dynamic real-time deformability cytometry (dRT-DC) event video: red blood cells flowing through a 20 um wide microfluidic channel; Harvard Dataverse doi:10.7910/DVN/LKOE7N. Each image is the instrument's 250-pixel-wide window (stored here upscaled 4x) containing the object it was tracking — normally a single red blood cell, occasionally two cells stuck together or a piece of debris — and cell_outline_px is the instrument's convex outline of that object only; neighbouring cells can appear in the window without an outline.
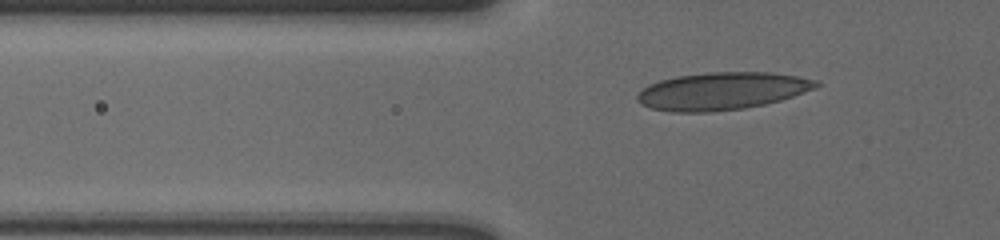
{"species": "human", "species_latin": "Homo sapiens", "temperature_condition": "cold", "stored_images_in_passage": 45, "camera_frame_rate_fps": 3000, "um_per_image_px": 0.085, "donor": {"sex": "male"}, "frame": {"image": 1, "passage_image": 8, "time_ms": 2.333, "image_size_px": [1000, 240], "cell_outline_px": [[820, 84], [812, 88], [792, 96], [780, 100], [764, 104], [744, 108], [712, 112], [672, 112], [652, 108], [640, 104], [636, 100], [636, 96], [648, 84], [660, 80], [676, 76], [712, 72], [768, 72], [796, 76], [820, 80]], "centroid_in_image_um": [61.33, 7.74], "position_along_channel_um": 64.5, "area_um2": 38.9}}
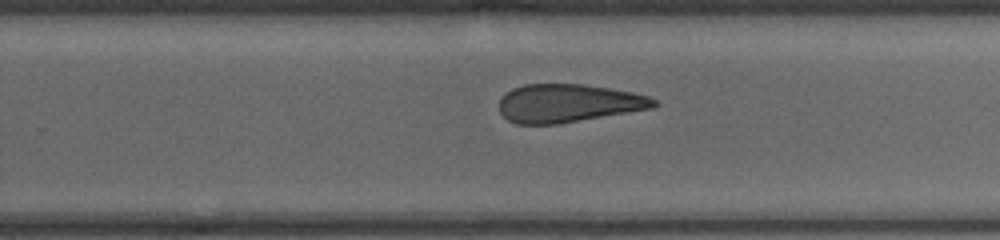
{"frame": {"image": 2, "passage_image": 27, "time_ms": 8.667, "image_size_px": [1000, 240], "cell_outline_px": [[660, 104], [652, 108], [560, 124], [516, 124], [508, 120], [500, 112], [500, 100], [512, 88], [524, 84], [580, 84], [608, 88], [632, 92], [648, 96], [656, 100]], "centroid_in_image_um": [48.31, 8.78], "position_along_channel_um": 281.5, "area_um2": 34.33}}
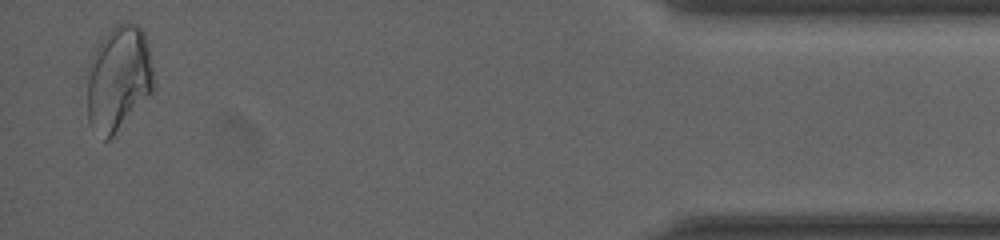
{"frame": {"image": 3, "passage_image": 44, "time_ms": 14.333, "image_size_px": [1000, 240], "cell_outline_px": [[152, 92], [112, 136], [108, 140], [104, 140], [88, 124], [88, 80], [92, 56], [100, 40], [112, 28], [120, 24], [136, 24], [144, 32], [148, 44], [152, 68]], "centroid_in_image_um": [10.06, 6.68], "position_along_channel_um": 425.1, "area_um2": 39.94}, "authors_computed_cell_mechanics": {"area_um2": 36.6452, "velocity_mm_per_s": 3.6118, "shape_relaxation_time_tau1_ms": 8.5173, "shape_relaxation_time_tau2_ms": 2.5123, "deformation_change_tau1": 0.1702, "deformation_change_tau2": 0.1177}}